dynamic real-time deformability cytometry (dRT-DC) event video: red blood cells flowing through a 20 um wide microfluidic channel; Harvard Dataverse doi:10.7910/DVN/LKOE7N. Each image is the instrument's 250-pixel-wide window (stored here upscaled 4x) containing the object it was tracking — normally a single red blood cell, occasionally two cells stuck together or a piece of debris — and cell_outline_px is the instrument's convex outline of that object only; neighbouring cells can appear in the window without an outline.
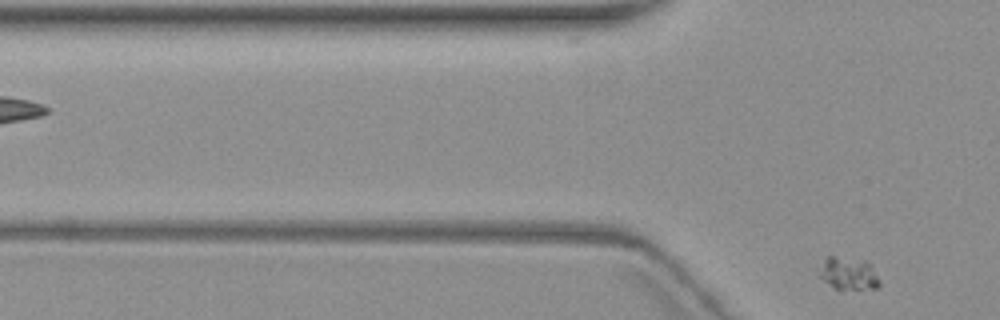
{"species": "common noctule bat (a hibernating species)", "species_latin": "Nyctalus noctula", "temperature_condition": "warm", "stored_images_in_passage": 7, "segment_of_instrument_passage": [2, 2], "camera_frame_rate_fps": 3000, "um_per_image_px": 0.085, "animal": {"sex": "female", "body_mass_g": 19.3, "forearm_length_mm": 54.1}, "frame": {"image": 1, "passage_image": 7, "time_ms": 8.0, "image_size_px": [1000, 320], "cell_outline_px": [[880, 284], [876, 288], [836, 288], [828, 284], [820, 276], [824, 260], [828, 256], [836, 256], [864, 260], [872, 264], [880, 280]], "centroid_in_image_um": [72.18, 23.22], "position_along_channel_um": 53.6, "area_um2": 11.16}}